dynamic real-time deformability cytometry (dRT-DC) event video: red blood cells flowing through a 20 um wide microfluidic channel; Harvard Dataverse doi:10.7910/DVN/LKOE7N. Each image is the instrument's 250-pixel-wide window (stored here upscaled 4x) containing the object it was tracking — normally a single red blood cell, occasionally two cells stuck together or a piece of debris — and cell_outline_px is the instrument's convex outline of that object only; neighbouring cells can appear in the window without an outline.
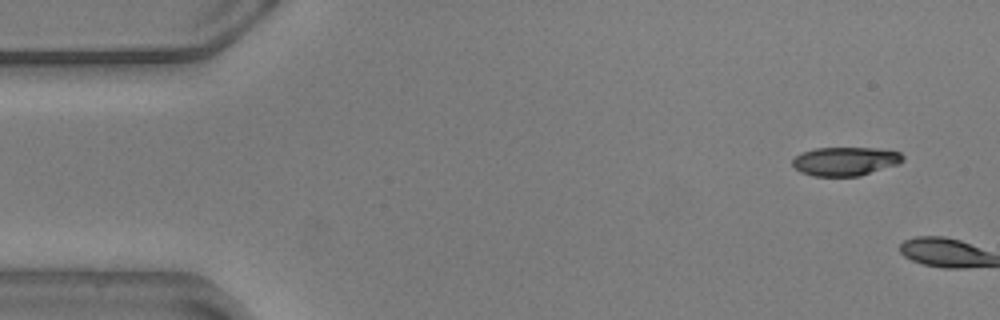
{"species": "common noctule bat (a hibernating species)", "species_latin": "Nyctalus noctula", "temperature_condition": "warm", "stored_images_in_passage": 3, "camera_frame_rate_fps": 3000, "um_per_image_px": 0.085, "animal": {"sex": "male", "body_mass_g": 20.5, "forearm_length_mm": 52.5}, "frame": {"image": 1, "passage_image": 1, "time_ms": 0.0, "image_size_px": [1000, 320], "cell_outline_px": [[904, 160], [900, 164], [860, 176], [812, 176], [800, 172], [792, 164], [792, 160], [800, 152], [816, 148], [880, 148], [900, 152], [904, 156]], "centroid_in_image_um": [71.87, 13.71], "position_along_channel_um": 13.1, "area_um2": 18.73}}